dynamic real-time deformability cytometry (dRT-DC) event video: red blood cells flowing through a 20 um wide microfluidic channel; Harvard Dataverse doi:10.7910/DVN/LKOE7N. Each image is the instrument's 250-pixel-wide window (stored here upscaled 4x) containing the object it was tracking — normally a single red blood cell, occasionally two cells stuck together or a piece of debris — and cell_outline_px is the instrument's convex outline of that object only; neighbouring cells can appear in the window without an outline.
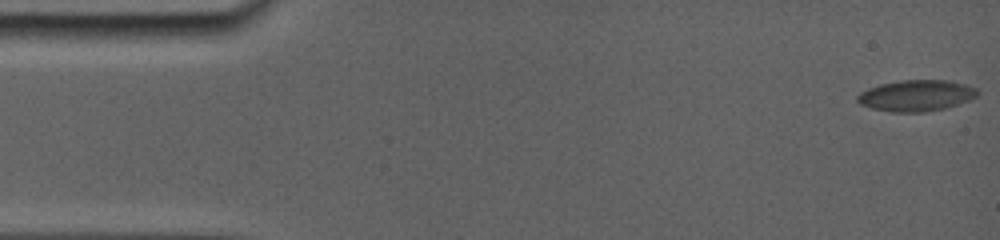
{"species": "common noctule bat (a hibernating species)", "species_latin": "Nyctalus noctula", "temperature_condition": "room temperature", "stored_images_in_passage": 26, "camera_frame_rate_fps": 5000, "um_per_image_px": 0.085, "animal": {"sex": "female", "body_mass_g": 19.0, "forearm_length_mm": 56.7}, "frame": {"image": 1, "passage_image": 1, "time_ms": 0.0, "image_size_px": [1000, 240], "cell_outline_px": [[980, 92], [976, 96], [968, 100], [944, 108], [920, 112], [896, 112], [872, 108], [860, 104], [856, 100], [856, 96], [860, 92], [868, 88], [880, 84], [900, 80], [948, 80], [964, 84], [976, 88]], "centroid_in_image_um": [77.85, 8.11], "position_along_channel_um": 7.1, "area_um2": 21.62}}
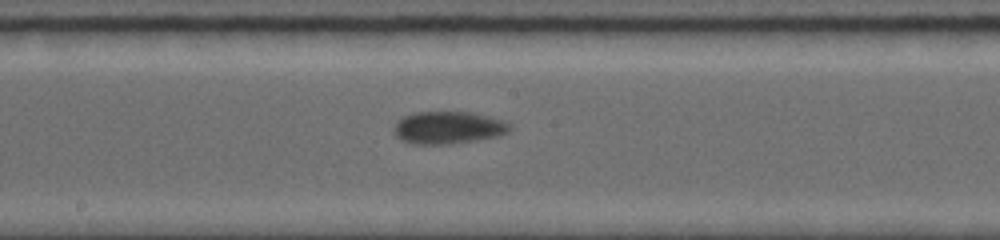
{"frame": {"image": 2, "passage_image": 15, "time_ms": 8.8, "image_size_px": [1000, 240], "cell_outline_px": [[508, 132], [492, 136], [468, 140], [440, 144], [416, 144], [404, 140], [396, 136], [396, 124], [404, 116], [416, 112], [468, 112], [488, 116], [500, 120], [508, 124]], "centroid_in_image_um": [38.04, 10.82], "position_along_channel_um": 210.2, "area_um2": 20.75}}
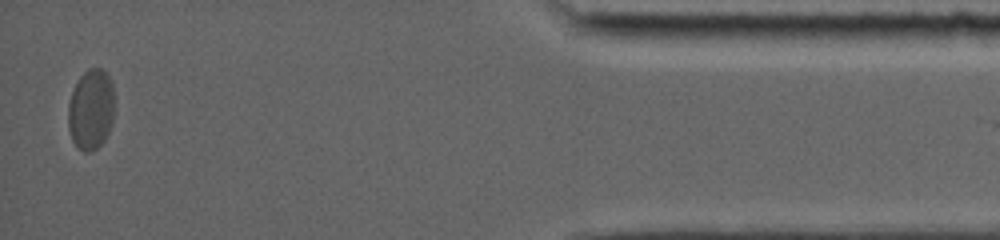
{"frame": {"image": 3, "passage_image": 26, "time_ms": 16.2, "image_size_px": [1000, 240], "cell_outline_px": [[112, 124], [104, 140], [96, 148], [88, 152], [84, 152], [72, 140], [68, 128], [68, 104], [72, 92], [80, 76], [88, 68], [100, 68], [108, 76], [112, 84]], "centroid_in_image_um": [7.7, 9.31], "position_along_channel_um": 427.5, "area_um2": 21.33}, "authors_computed_cell_mechanics": {"area_um2": 20.7502, "velocity_mm_per_s": 3.7219, "shape_relaxation_time_tau1_ms": 3.5297, "shape_relaxation_time_tau2_ms": null, "deformation_change_tau1": 0.0905, "deformation_change_tau2": null}}